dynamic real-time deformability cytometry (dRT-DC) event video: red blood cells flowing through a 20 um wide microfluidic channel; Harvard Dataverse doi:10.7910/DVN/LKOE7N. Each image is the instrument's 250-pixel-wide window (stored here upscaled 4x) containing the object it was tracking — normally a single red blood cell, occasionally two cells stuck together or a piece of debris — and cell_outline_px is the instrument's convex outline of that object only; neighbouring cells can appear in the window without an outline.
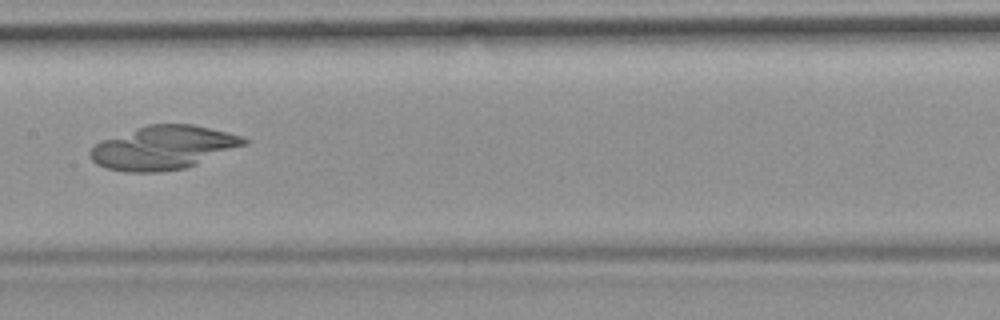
{"species": "common noctule bat (a hibernating species)", "species_latin": "Nyctalus noctula", "temperature_condition": "room temperature", "stored_images_in_passage": 8, "camera_frame_rate_fps": 3000, "um_per_image_px": 0.085, "animal": {"sex": "female", "body_mass_g": 19.9}, "frame": {"image": 1, "passage_image": 8, "time_ms": 9.0, "image_size_px": [1000, 320], "cell_outline_px": [[248, 144], [196, 164], [184, 168], [160, 172], [128, 172], [104, 168], [96, 164], [92, 160], [88, 152], [100, 140], [148, 124], [192, 124], [228, 132], [240, 136], [248, 140]], "centroid_in_image_um": [13.86, 12.55], "position_along_channel_um": 193.5, "area_um2": 39.02}}